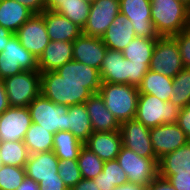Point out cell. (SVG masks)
Returning <instances> with one entry per match:
<instances>
[{
  "label": "cell",
  "mask_w": 190,
  "mask_h": 190,
  "mask_svg": "<svg viewBox=\"0 0 190 190\" xmlns=\"http://www.w3.org/2000/svg\"><path fill=\"white\" fill-rule=\"evenodd\" d=\"M148 70L146 63H133L124 58L122 51L107 49L100 65V76L105 83L138 87Z\"/></svg>",
  "instance_id": "1"
},
{
  "label": "cell",
  "mask_w": 190,
  "mask_h": 190,
  "mask_svg": "<svg viewBox=\"0 0 190 190\" xmlns=\"http://www.w3.org/2000/svg\"><path fill=\"white\" fill-rule=\"evenodd\" d=\"M151 20L159 36L173 37L188 28L189 7L179 0H150Z\"/></svg>",
  "instance_id": "2"
},
{
  "label": "cell",
  "mask_w": 190,
  "mask_h": 190,
  "mask_svg": "<svg viewBox=\"0 0 190 190\" xmlns=\"http://www.w3.org/2000/svg\"><path fill=\"white\" fill-rule=\"evenodd\" d=\"M41 94L55 104L67 106L85 103L92 95L86 84L65 81L56 71L41 73Z\"/></svg>",
  "instance_id": "3"
},
{
  "label": "cell",
  "mask_w": 190,
  "mask_h": 190,
  "mask_svg": "<svg viewBox=\"0 0 190 190\" xmlns=\"http://www.w3.org/2000/svg\"><path fill=\"white\" fill-rule=\"evenodd\" d=\"M98 93L119 123L135 119L139 98L137 87L102 82Z\"/></svg>",
  "instance_id": "4"
},
{
  "label": "cell",
  "mask_w": 190,
  "mask_h": 190,
  "mask_svg": "<svg viewBox=\"0 0 190 190\" xmlns=\"http://www.w3.org/2000/svg\"><path fill=\"white\" fill-rule=\"evenodd\" d=\"M180 108L151 94H139L135 119L148 128L177 123Z\"/></svg>",
  "instance_id": "5"
},
{
  "label": "cell",
  "mask_w": 190,
  "mask_h": 190,
  "mask_svg": "<svg viewBox=\"0 0 190 190\" xmlns=\"http://www.w3.org/2000/svg\"><path fill=\"white\" fill-rule=\"evenodd\" d=\"M10 107H28L41 94V72L24 71L3 80Z\"/></svg>",
  "instance_id": "6"
},
{
  "label": "cell",
  "mask_w": 190,
  "mask_h": 190,
  "mask_svg": "<svg viewBox=\"0 0 190 190\" xmlns=\"http://www.w3.org/2000/svg\"><path fill=\"white\" fill-rule=\"evenodd\" d=\"M68 108L67 105L55 104L42 94L37 96L28 106L32 122L52 134H56L58 131H67Z\"/></svg>",
  "instance_id": "7"
},
{
  "label": "cell",
  "mask_w": 190,
  "mask_h": 190,
  "mask_svg": "<svg viewBox=\"0 0 190 190\" xmlns=\"http://www.w3.org/2000/svg\"><path fill=\"white\" fill-rule=\"evenodd\" d=\"M36 70H39L38 58L24 48L14 35L0 53V79Z\"/></svg>",
  "instance_id": "8"
},
{
  "label": "cell",
  "mask_w": 190,
  "mask_h": 190,
  "mask_svg": "<svg viewBox=\"0 0 190 190\" xmlns=\"http://www.w3.org/2000/svg\"><path fill=\"white\" fill-rule=\"evenodd\" d=\"M116 160L125 171L130 183L147 187L158 176L157 158L141 157L131 149L122 146Z\"/></svg>",
  "instance_id": "9"
},
{
  "label": "cell",
  "mask_w": 190,
  "mask_h": 190,
  "mask_svg": "<svg viewBox=\"0 0 190 190\" xmlns=\"http://www.w3.org/2000/svg\"><path fill=\"white\" fill-rule=\"evenodd\" d=\"M183 68L180 49L175 38L160 36L154 46L149 69L174 78Z\"/></svg>",
  "instance_id": "10"
},
{
  "label": "cell",
  "mask_w": 190,
  "mask_h": 190,
  "mask_svg": "<svg viewBox=\"0 0 190 190\" xmlns=\"http://www.w3.org/2000/svg\"><path fill=\"white\" fill-rule=\"evenodd\" d=\"M120 13L133 24L136 37L158 39L160 36L151 20L150 0H119Z\"/></svg>",
  "instance_id": "11"
},
{
  "label": "cell",
  "mask_w": 190,
  "mask_h": 190,
  "mask_svg": "<svg viewBox=\"0 0 190 190\" xmlns=\"http://www.w3.org/2000/svg\"><path fill=\"white\" fill-rule=\"evenodd\" d=\"M119 13V0H96L90 6L82 34L101 38Z\"/></svg>",
  "instance_id": "12"
},
{
  "label": "cell",
  "mask_w": 190,
  "mask_h": 190,
  "mask_svg": "<svg viewBox=\"0 0 190 190\" xmlns=\"http://www.w3.org/2000/svg\"><path fill=\"white\" fill-rule=\"evenodd\" d=\"M15 36L21 45L38 59L51 41L46 31L44 17L41 14H33L16 31Z\"/></svg>",
  "instance_id": "13"
},
{
  "label": "cell",
  "mask_w": 190,
  "mask_h": 190,
  "mask_svg": "<svg viewBox=\"0 0 190 190\" xmlns=\"http://www.w3.org/2000/svg\"><path fill=\"white\" fill-rule=\"evenodd\" d=\"M122 146L145 158H157L150 139V128L136 119L120 123Z\"/></svg>",
  "instance_id": "14"
},
{
  "label": "cell",
  "mask_w": 190,
  "mask_h": 190,
  "mask_svg": "<svg viewBox=\"0 0 190 190\" xmlns=\"http://www.w3.org/2000/svg\"><path fill=\"white\" fill-rule=\"evenodd\" d=\"M31 124L28 107H9L0 115V142L24 141Z\"/></svg>",
  "instance_id": "15"
},
{
  "label": "cell",
  "mask_w": 190,
  "mask_h": 190,
  "mask_svg": "<svg viewBox=\"0 0 190 190\" xmlns=\"http://www.w3.org/2000/svg\"><path fill=\"white\" fill-rule=\"evenodd\" d=\"M150 139L158 160L189 142L177 123L150 128Z\"/></svg>",
  "instance_id": "16"
},
{
  "label": "cell",
  "mask_w": 190,
  "mask_h": 190,
  "mask_svg": "<svg viewBox=\"0 0 190 190\" xmlns=\"http://www.w3.org/2000/svg\"><path fill=\"white\" fill-rule=\"evenodd\" d=\"M107 49L101 38L81 34L73 42V60L100 70Z\"/></svg>",
  "instance_id": "17"
},
{
  "label": "cell",
  "mask_w": 190,
  "mask_h": 190,
  "mask_svg": "<svg viewBox=\"0 0 190 190\" xmlns=\"http://www.w3.org/2000/svg\"><path fill=\"white\" fill-rule=\"evenodd\" d=\"M55 71L58 72L65 81L82 82L86 84V88L92 94L98 93L102 84L100 70L75 60L65 63Z\"/></svg>",
  "instance_id": "18"
},
{
  "label": "cell",
  "mask_w": 190,
  "mask_h": 190,
  "mask_svg": "<svg viewBox=\"0 0 190 190\" xmlns=\"http://www.w3.org/2000/svg\"><path fill=\"white\" fill-rule=\"evenodd\" d=\"M24 168L26 177L39 183L43 179L57 178L59 159L52 150L29 154Z\"/></svg>",
  "instance_id": "19"
},
{
  "label": "cell",
  "mask_w": 190,
  "mask_h": 190,
  "mask_svg": "<svg viewBox=\"0 0 190 190\" xmlns=\"http://www.w3.org/2000/svg\"><path fill=\"white\" fill-rule=\"evenodd\" d=\"M46 31L51 41L74 42L81 34L82 29L67 17L51 10H44Z\"/></svg>",
  "instance_id": "20"
},
{
  "label": "cell",
  "mask_w": 190,
  "mask_h": 190,
  "mask_svg": "<svg viewBox=\"0 0 190 190\" xmlns=\"http://www.w3.org/2000/svg\"><path fill=\"white\" fill-rule=\"evenodd\" d=\"M84 104L90 117L93 132H113L120 130V123L109 112L99 93L92 94Z\"/></svg>",
  "instance_id": "21"
},
{
  "label": "cell",
  "mask_w": 190,
  "mask_h": 190,
  "mask_svg": "<svg viewBox=\"0 0 190 190\" xmlns=\"http://www.w3.org/2000/svg\"><path fill=\"white\" fill-rule=\"evenodd\" d=\"M84 145L105 161L117 158L122 147V137L119 131L93 132Z\"/></svg>",
  "instance_id": "22"
},
{
  "label": "cell",
  "mask_w": 190,
  "mask_h": 190,
  "mask_svg": "<svg viewBox=\"0 0 190 190\" xmlns=\"http://www.w3.org/2000/svg\"><path fill=\"white\" fill-rule=\"evenodd\" d=\"M134 37L132 21L119 13L101 39L108 49L122 51Z\"/></svg>",
  "instance_id": "23"
},
{
  "label": "cell",
  "mask_w": 190,
  "mask_h": 190,
  "mask_svg": "<svg viewBox=\"0 0 190 190\" xmlns=\"http://www.w3.org/2000/svg\"><path fill=\"white\" fill-rule=\"evenodd\" d=\"M73 60V42L50 41L38 59L39 71H55Z\"/></svg>",
  "instance_id": "24"
},
{
  "label": "cell",
  "mask_w": 190,
  "mask_h": 190,
  "mask_svg": "<svg viewBox=\"0 0 190 190\" xmlns=\"http://www.w3.org/2000/svg\"><path fill=\"white\" fill-rule=\"evenodd\" d=\"M33 14L30 9L16 0H0V26L6 28L13 34Z\"/></svg>",
  "instance_id": "25"
},
{
  "label": "cell",
  "mask_w": 190,
  "mask_h": 190,
  "mask_svg": "<svg viewBox=\"0 0 190 190\" xmlns=\"http://www.w3.org/2000/svg\"><path fill=\"white\" fill-rule=\"evenodd\" d=\"M173 78L151 71L145 74L142 82L137 87L139 94H151L158 99L168 102L173 95Z\"/></svg>",
  "instance_id": "26"
},
{
  "label": "cell",
  "mask_w": 190,
  "mask_h": 190,
  "mask_svg": "<svg viewBox=\"0 0 190 190\" xmlns=\"http://www.w3.org/2000/svg\"><path fill=\"white\" fill-rule=\"evenodd\" d=\"M158 174H190V141L159 159Z\"/></svg>",
  "instance_id": "27"
},
{
  "label": "cell",
  "mask_w": 190,
  "mask_h": 190,
  "mask_svg": "<svg viewBox=\"0 0 190 190\" xmlns=\"http://www.w3.org/2000/svg\"><path fill=\"white\" fill-rule=\"evenodd\" d=\"M67 131L85 143L93 133L89 114L84 103L69 106L67 111Z\"/></svg>",
  "instance_id": "28"
},
{
  "label": "cell",
  "mask_w": 190,
  "mask_h": 190,
  "mask_svg": "<svg viewBox=\"0 0 190 190\" xmlns=\"http://www.w3.org/2000/svg\"><path fill=\"white\" fill-rule=\"evenodd\" d=\"M83 145L70 131H58L54 134L52 151L61 160L78 159Z\"/></svg>",
  "instance_id": "29"
},
{
  "label": "cell",
  "mask_w": 190,
  "mask_h": 190,
  "mask_svg": "<svg viewBox=\"0 0 190 190\" xmlns=\"http://www.w3.org/2000/svg\"><path fill=\"white\" fill-rule=\"evenodd\" d=\"M100 190L113 188L128 183L127 175L116 159L105 161L103 170L94 179Z\"/></svg>",
  "instance_id": "30"
},
{
  "label": "cell",
  "mask_w": 190,
  "mask_h": 190,
  "mask_svg": "<svg viewBox=\"0 0 190 190\" xmlns=\"http://www.w3.org/2000/svg\"><path fill=\"white\" fill-rule=\"evenodd\" d=\"M53 141L54 134L33 122L24 138V144L29 154L51 151L53 149Z\"/></svg>",
  "instance_id": "31"
},
{
  "label": "cell",
  "mask_w": 190,
  "mask_h": 190,
  "mask_svg": "<svg viewBox=\"0 0 190 190\" xmlns=\"http://www.w3.org/2000/svg\"><path fill=\"white\" fill-rule=\"evenodd\" d=\"M156 41L157 39L134 37L122 50V54L133 63H146L149 66Z\"/></svg>",
  "instance_id": "32"
},
{
  "label": "cell",
  "mask_w": 190,
  "mask_h": 190,
  "mask_svg": "<svg viewBox=\"0 0 190 190\" xmlns=\"http://www.w3.org/2000/svg\"><path fill=\"white\" fill-rule=\"evenodd\" d=\"M28 157L24 141L0 142V160L3 165L25 167Z\"/></svg>",
  "instance_id": "33"
},
{
  "label": "cell",
  "mask_w": 190,
  "mask_h": 190,
  "mask_svg": "<svg viewBox=\"0 0 190 190\" xmlns=\"http://www.w3.org/2000/svg\"><path fill=\"white\" fill-rule=\"evenodd\" d=\"M90 6L91 4L85 0H65L54 12L67 17L74 24L83 29L88 20Z\"/></svg>",
  "instance_id": "34"
},
{
  "label": "cell",
  "mask_w": 190,
  "mask_h": 190,
  "mask_svg": "<svg viewBox=\"0 0 190 190\" xmlns=\"http://www.w3.org/2000/svg\"><path fill=\"white\" fill-rule=\"evenodd\" d=\"M172 85L173 95L169 101L181 109L190 103V68L184 67L173 78Z\"/></svg>",
  "instance_id": "35"
},
{
  "label": "cell",
  "mask_w": 190,
  "mask_h": 190,
  "mask_svg": "<svg viewBox=\"0 0 190 190\" xmlns=\"http://www.w3.org/2000/svg\"><path fill=\"white\" fill-rule=\"evenodd\" d=\"M77 163L84 179H94L102 172L104 166V161L85 145L80 150Z\"/></svg>",
  "instance_id": "36"
},
{
  "label": "cell",
  "mask_w": 190,
  "mask_h": 190,
  "mask_svg": "<svg viewBox=\"0 0 190 190\" xmlns=\"http://www.w3.org/2000/svg\"><path fill=\"white\" fill-rule=\"evenodd\" d=\"M25 177L24 167L2 165L0 168V190H16Z\"/></svg>",
  "instance_id": "37"
},
{
  "label": "cell",
  "mask_w": 190,
  "mask_h": 190,
  "mask_svg": "<svg viewBox=\"0 0 190 190\" xmlns=\"http://www.w3.org/2000/svg\"><path fill=\"white\" fill-rule=\"evenodd\" d=\"M58 175L69 190L74 187L82 179L77 159H59Z\"/></svg>",
  "instance_id": "38"
},
{
  "label": "cell",
  "mask_w": 190,
  "mask_h": 190,
  "mask_svg": "<svg viewBox=\"0 0 190 190\" xmlns=\"http://www.w3.org/2000/svg\"><path fill=\"white\" fill-rule=\"evenodd\" d=\"M173 37L178 43L183 66L190 68V29L182 30Z\"/></svg>",
  "instance_id": "39"
},
{
  "label": "cell",
  "mask_w": 190,
  "mask_h": 190,
  "mask_svg": "<svg viewBox=\"0 0 190 190\" xmlns=\"http://www.w3.org/2000/svg\"><path fill=\"white\" fill-rule=\"evenodd\" d=\"M166 178L177 190H190V174H158Z\"/></svg>",
  "instance_id": "40"
},
{
  "label": "cell",
  "mask_w": 190,
  "mask_h": 190,
  "mask_svg": "<svg viewBox=\"0 0 190 190\" xmlns=\"http://www.w3.org/2000/svg\"><path fill=\"white\" fill-rule=\"evenodd\" d=\"M177 124L190 141V103L179 110Z\"/></svg>",
  "instance_id": "41"
},
{
  "label": "cell",
  "mask_w": 190,
  "mask_h": 190,
  "mask_svg": "<svg viewBox=\"0 0 190 190\" xmlns=\"http://www.w3.org/2000/svg\"><path fill=\"white\" fill-rule=\"evenodd\" d=\"M40 190H69L57 174V178L43 179L38 183Z\"/></svg>",
  "instance_id": "42"
},
{
  "label": "cell",
  "mask_w": 190,
  "mask_h": 190,
  "mask_svg": "<svg viewBox=\"0 0 190 190\" xmlns=\"http://www.w3.org/2000/svg\"><path fill=\"white\" fill-rule=\"evenodd\" d=\"M146 190H177L168 179L161 176H157L153 181H151Z\"/></svg>",
  "instance_id": "43"
},
{
  "label": "cell",
  "mask_w": 190,
  "mask_h": 190,
  "mask_svg": "<svg viewBox=\"0 0 190 190\" xmlns=\"http://www.w3.org/2000/svg\"><path fill=\"white\" fill-rule=\"evenodd\" d=\"M16 1L26 6L34 14H41L44 10H46V5L44 0H16Z\"/></svg>",
  "instance_id": "44"
},
{
  "label": "cell",
  "mask_w": 190,
  "mask_h": 190,
  "mask_svg": "<svg viewBox=\"0 0 190 190\" xmlns=\"http://www.w3.org/2000/svg\"><path fill=\"white\" fill-rule=\"evenodd\" d=\"M70 190H100L97 186V182L93 179L82 178L74 187Z\"/></svg>",
  "instance_id": "45"
},
{
  "label": "cell",
  "mask_w": 190,
  "mask_h": 190,
  "mask_svg": "<svg viewBox=\"0 0 190 190\" xmlns=\"http://www.w3.org/2000/svg\"><path fill=\"white\" fill-rule=\"evenodd\" d=\"M10 107L3 80L0 79V115Z\"/></svg>",
  "instance_id": "46"
},
{
  "label": "cell",
  "mask_w": 190,
  "mask_h": 190,
  "mask_svg": "<svg viewBox=\"0 0 190 190\" xmlns=\"http://www.w3.org/2000/svg\"><path fill=\"white\" fill-rule=\"evenodd\" d=\"M12 32L0 26V53L4 50L8 41L14 36Z\"/></svg>",
  "instance_id": "47"
},
{
  "label": "cell",
  "mask_w": 190,
  "mask_h": 190,
  "mask_svg": "<svg viewBox=\"0 0 190 190\" xmlns=\"http://www.w3.org/2000/svg\"><path fill=\"white\" fill-rule=\"evenodd\" d=\"M16 190H40V187L37 182L25 177L21 185Z\"/></svg>",
  "instance_id": "48"
},
{
  "label": "cell",
  "mask_w": 190,
  "mask_h": 190,
  "mask_svg": "<svg viewBox=\"0 0 190 190\" xmlns=\"http://www.w3.org/2000/svg\"><path fill=\"white\" fill-rule=\"evenodd\" d=\"M112 190H146V186L128 182L123 185L117 186Z\"/></svg>",
  "instance_id": "49"
},
{
  "label": "cell",
  "mask_w": 190,
  "mask_h": 190,
  "mask_svg": "<svg viewBox=\"0 0 190 190\" xmlns=\"http://www.w3.org/2000/svg\"><path fill=\"white\" fill-rule=\"evenodd\" d=\"M65 0H44L46 10L54 11Z\"/></svg>",
  "instance_id": "50"
},
{
  "label": "cell",
  "mask_w": 190,
  "mask_h": 190,
  "mask_svg": "<svg viewBox=\"0 0 190 190\" xmlns=\"http://www.w3.org/2000/svg\"><path fill=\"white\" fill-rule=\"evenodd\" d=\"M179 1L183 2L185 5L190 7V0H179Z\"/></svg>",
  "instance_id": "51"
},
{
  "label": "cell",
  "mask_w": 190,
  "mask_h": 190,
  "mask_svg": "<svg viewBox=\"0 0 190 190\" xmlns=\"http://www.w3.org/2000/svg\"><path fill=\"white\" fill-rule=\"evenodd\" d=\"M85 1H87L89 4H92V3H94L96 0H85Z\"/></svg>",
  "instance_id": "52"
},
{
  "label": "cell",
  "mask_w": 190,
  "mask_h": 190,
  "mask_svg": "<svg viewBox=\"0 0 190 190\" xmlns=\"http://www.w3.org/2000/svg\"><path fill=\"white\" fill-rule=\"evenodd\" d=\"M188 28L190 29V7H189V25Z\"/></svg>",
  "instance_id": "53"
}]
</instances>
